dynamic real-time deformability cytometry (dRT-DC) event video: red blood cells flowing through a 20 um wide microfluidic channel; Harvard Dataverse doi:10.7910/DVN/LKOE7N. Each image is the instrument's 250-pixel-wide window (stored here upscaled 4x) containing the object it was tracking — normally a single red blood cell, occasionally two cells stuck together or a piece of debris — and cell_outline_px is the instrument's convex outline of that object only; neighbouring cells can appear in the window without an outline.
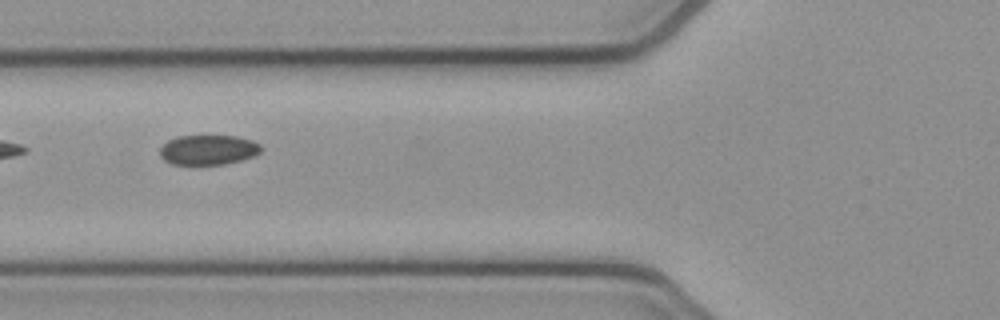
{"species": "common noctule bat (a hibernating species)", "species_latin": "Nyctalus noctula", "temperature_condition": "cold", "stored_images_in_passage": 7, "camera_frame_rate_fps": 3000, "um_per_image_px": 0.085, "animal": {"sex": "female", "body_mass_g": 21.9}, "frame": {"image": 1, "passage_image": 5, "time_ms": 1.333, "image_size_px": [1000, 320], "cell_outline_px": [[264, 148], [260, 152], [252, 156], [240, 160], [224, 164], [172, 164], [164, 160], [160, 156], [160, 148], [168, 140], [176, 136], [236, 136], [252, 140], [260, 144]], "centroid_in_image_um": [17.7, 12.73], "position_along_channel_um": 108.1, "area_um2": 17.57}}
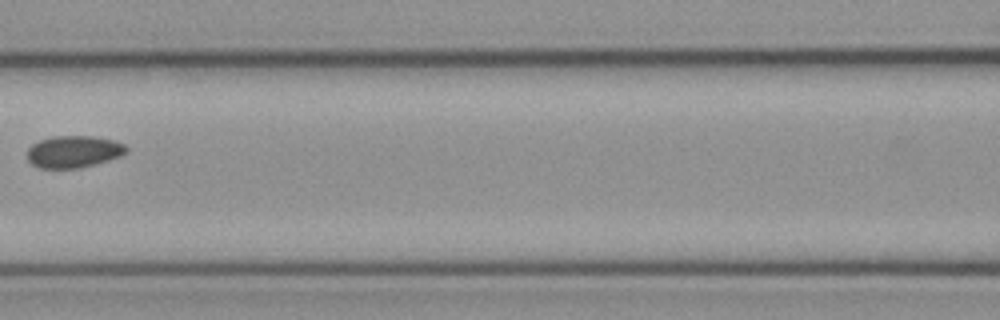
{"frame": {"image": 2, "passage_image": 6, "time_ms": 1.667, "image_size_px": [1000, 320], "cell_outline_px": [[128, 152], [120, 156], [96, 164], [80, 168], [40, 168], [32, 164], [28, 160], [28, 148], [32, 144], [40, 140], [52, 136], [92, 136], [112, 140], [124, 144], [128, 148]], "centroid_in_image_um": [6.26, 12.89], "position_along_channel_um": 160.3, "area_um2": 18.5}}
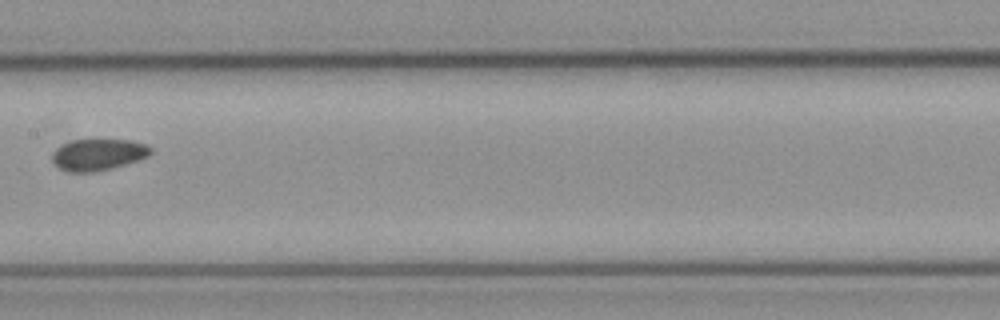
{"frame": {"image": 3, "passage_image": 7, "time_ms": 2.0, "image_size_px": [1000, 320], "cell_outline_px": [[152, 152], [148, 156], [112, 168], [92, 172], [68, 172], [60, 168], [52, 160], [52, 152], [56, 148], [72, 140], [132, 140], [148, 144], [152, 148]], "centroid_in_image_um": [8.35, 13.13], "position_along_channel_um": 199.0, "area_um2": 17.98}}